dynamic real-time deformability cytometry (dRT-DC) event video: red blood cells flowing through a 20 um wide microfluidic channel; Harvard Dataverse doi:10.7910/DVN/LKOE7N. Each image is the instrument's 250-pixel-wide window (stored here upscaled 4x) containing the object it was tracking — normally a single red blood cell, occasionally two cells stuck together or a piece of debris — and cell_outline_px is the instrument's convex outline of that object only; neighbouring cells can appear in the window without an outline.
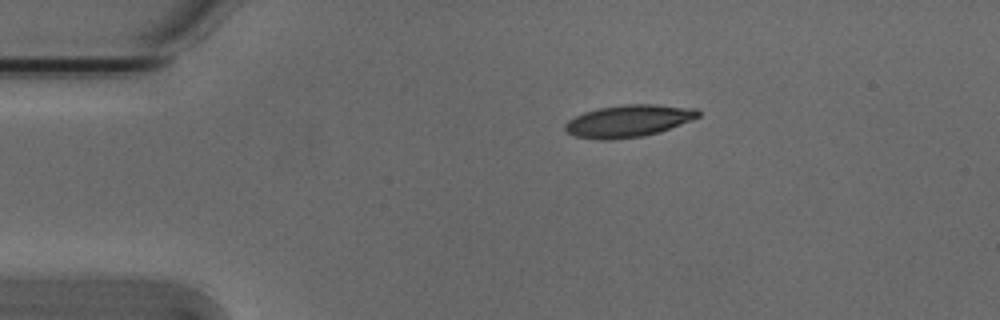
{"species": "Egyptian fruit bat (a non-hibernating species)", "species_latin": "Rousettus aegyptiacus", "temperature_condition": "cold", "stored_images_in_passage": 44, "camera_frame_rate_fps": 3000, "um_per_image_px": 0.085, "animal": {"sex": "male"}, "frame": {"image": 1, "passage_image": 1, "time_ms": 0.0, "image_size_px": [1000, 320], "cell_outline_px": [[700, 116], [692, 120], [660, 132], [640, 136], [608, 140], [600, 140], [576, 136], [568, 132], [564, 128], [564, 124], [568, 120], [584, 112], [600, 108], [624, 104], [656, 104], [696, 108], [700, 112]], "centroid_in_image_um": [53.44, 10.27], "position_along_channel_um": 31.6, "area_um2": 24.85}}
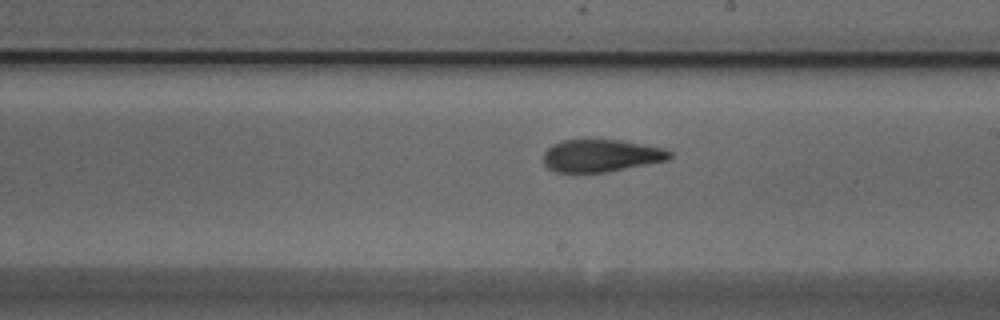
{"frame": {"image": 2, "passage_image": 21, "time_ms": 6.667, "image_size_px": [1000, 320], "cell_outline_px": [[672, 156], [668, 160], [604, 172], [556, 172], [548, 168], [544, 164], [544, 152], [552, 144], [564, 140], [584, 136], [588, 136], [620, 140], [644, 144], [664, 148], [672, 152]], "centroid_in_image_um": [51.06, 13.17], "position_along_channel_um": 237.9, "area_um2": 24.57}}
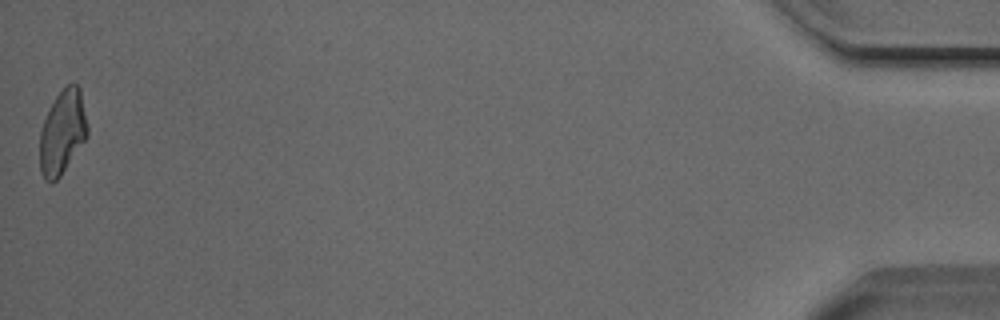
{"frame": {"image": 3, "passage_image": 44, "time_ms": 14.333, "image_size_px": [1000, 320], "cell_outline_px": [[88, 136], [60, 176], [52, 184], [44, 180], [40, 172], [40, 132], [44, 120], [56, 96], [72, 80], [80, 88], [88, 124]], "centroid_in_image_um": [5.32, 11.25], "position_along_channel_um": 429.9, "area_um2": 23.41}, "authors_computed_cell_mechanics": {"area_um2": 24.5361, "velocity_mm_per_s": 3.8219, "shape_relaxation_time_tau1_ms": 3.4887, "shape_relaxation_time_tau2_ms": 1.7435, "deformation_change_tau1": 0.1385, "deformation_change_tau2": 0.083}}